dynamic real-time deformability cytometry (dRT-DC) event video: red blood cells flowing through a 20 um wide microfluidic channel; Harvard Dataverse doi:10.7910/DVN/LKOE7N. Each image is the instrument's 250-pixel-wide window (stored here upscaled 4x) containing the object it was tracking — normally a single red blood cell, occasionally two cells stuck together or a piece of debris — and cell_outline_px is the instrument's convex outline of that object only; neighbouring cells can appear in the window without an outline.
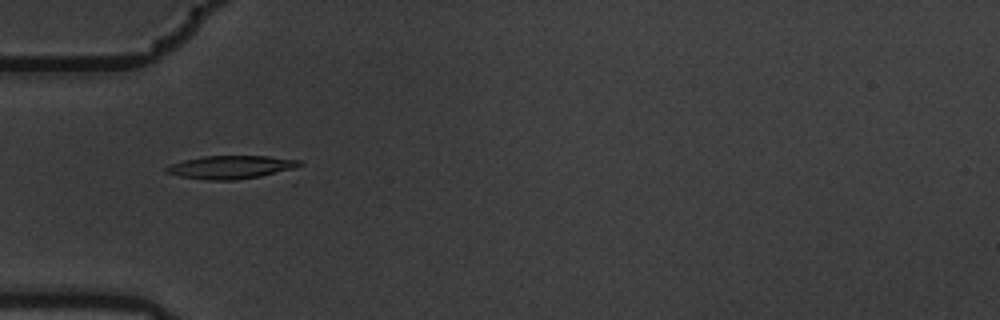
{"species": "common noctule bat (a hibernating species)", "species_latin": "Nyctalus noctula", "temperature_condition": "warm", "stored_images_in_passage": 9, "camera_frame_rate_fps": 3000, "um_per_image_px": 0.085, "animal": {"sex": "male", "body_mass_g": 19.5, "forearm_length_mm": 54.6}, "frame": {"image": 1, "passage_image": 3, "time_ms": 0.667, "image_size_px": [1000, 320], "cell_outline_px": [[304, 164], [284, 172], [236, 180], [208, 180], [180, 176], [164, 172], [164, 168], [172, 164], [184, 160], [204, 156], [268, 156], [304, 160]], "centroid_in_image_um": [19.7, 14.2], "position_along_channel_um": 65.3, "area_um2": 18.15}}
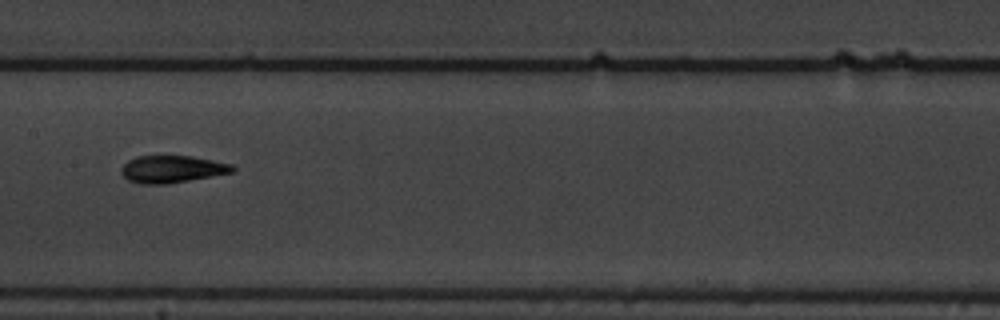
{"frame": {"image": 2, "passage_image": 6, "time_ms": 1.667, "image_size_px": [1000, 320], "cell_outline_px": [[236, 168], [232, 172], [168, 184], [140, 184], [128, 180], [120, 172], [120, 168], [128, 160], [136, 156], [192, 156], [232, 164]], "centroid_in_image_um": [14.59, 14.37], "position_along_channel_um": 192.8, "area_um2": 17.63}}
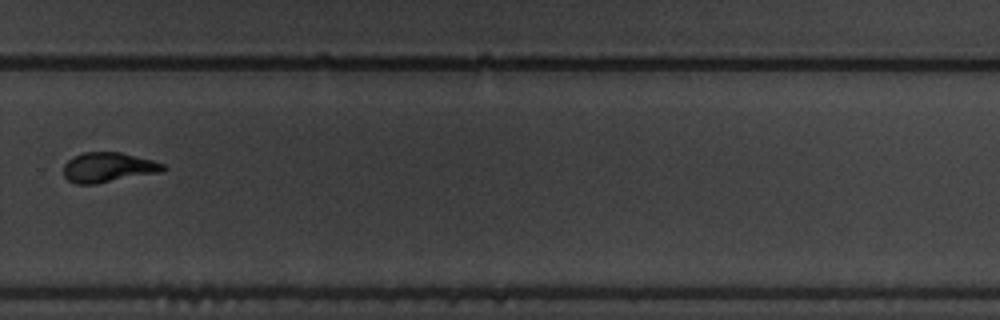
{"frame": {"image": 3, "passage_image": 9, "time_ms": 2.667, "image_size_px": [1000, 320], "cell_outline_px": [[168, 168], [164, 172], [96, 184], [76, 184], [68, 180], [64, 176], [64, 164], [68, 160], [84, 152], [120, 152], [152, 160], [164, 164]], "centroid_in_image_um": [9.24, 14.24], "position_along_channel_um": 320.6, "area_um2": 17.46}}